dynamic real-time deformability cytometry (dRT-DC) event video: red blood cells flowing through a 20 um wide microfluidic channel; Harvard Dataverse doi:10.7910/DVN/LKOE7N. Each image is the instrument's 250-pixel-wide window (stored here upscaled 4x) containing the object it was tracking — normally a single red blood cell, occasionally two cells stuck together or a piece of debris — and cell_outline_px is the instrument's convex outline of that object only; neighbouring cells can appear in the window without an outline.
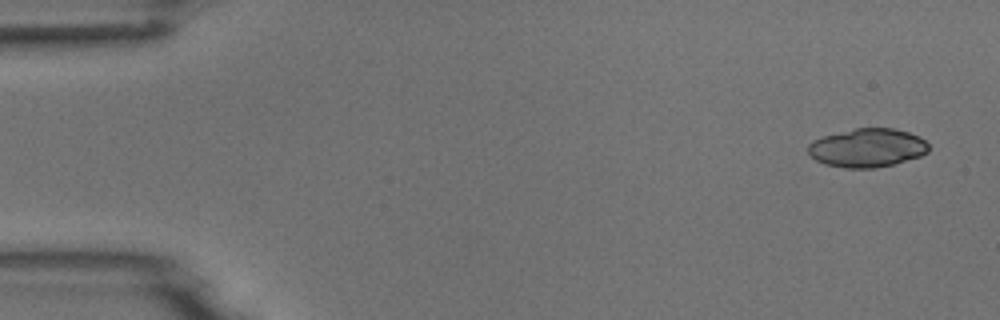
{"species": "common noctule bat (a hibernating species)", "species_latin": "Nyctalus noctula", "temperature_condition": "room temperature", "stored_images_in_passage": 10, "segment_of_instrument_passage": [1, 2], "camera_frame_rate_fps": 3000, "um_per_image_px": 0.085, "animal": {"sex": "male", "body_mass_g": 18.8}, "frame": {"image": 1, "passage_image": 1, "time_ms": 0.0, "image_size_px": [1000, 320], "cell_outline_px": [[928, 152], [920, 156], [892, 164], [876, 168], [844, 168], [824, 164], [816, 160], [808, 152], [808, 144], [812, 140], [824, 136], [856, 128], [892, 128], [908, 132], [920, 136], [928, 144]], "centroid_in_image_um": [73.71, 12.57], "position_along_channel_um": 11.3, "area_um2": 27.05}}
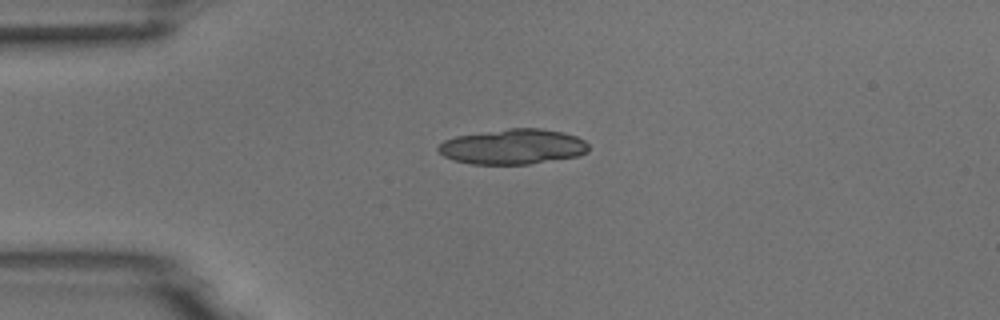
{"frame": {"image": 2, "passage_image": 4, "time_ms": 3.333, "image_size_px": [1000, 320], "cell_outline_px": [[588, 152], [576, 156], [528, 164], [472, 164], [452, 160], [444, 156], [436, 148], [444, 140], [456, 136], [508, 128], [540, 128], [564, 132], [576, 136], [584, 140], [588, 144]], "centroid_in_image_um": [43.59, 12.46], "position_along_channel_um": 41.4, "area_um2": 30.81}}